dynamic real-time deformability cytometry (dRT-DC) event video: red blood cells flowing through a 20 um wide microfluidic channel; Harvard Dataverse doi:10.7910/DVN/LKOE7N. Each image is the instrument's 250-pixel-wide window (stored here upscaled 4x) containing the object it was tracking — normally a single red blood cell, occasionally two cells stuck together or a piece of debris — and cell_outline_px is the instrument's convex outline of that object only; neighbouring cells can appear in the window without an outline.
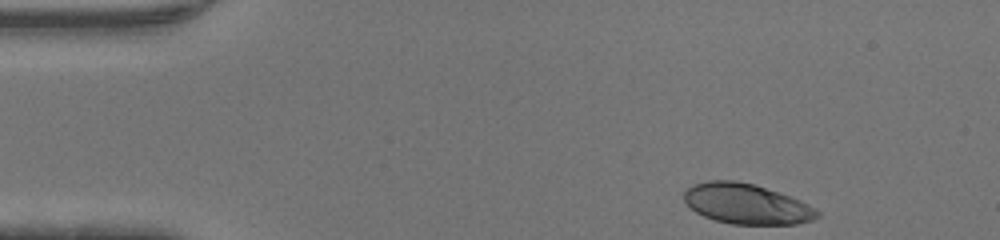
{"species": "human", "species_latin": "Homo sapiens", "temperature_condition": "warm", "stored_images_in_passage": 35, "camera_frame_rate_fps": 3000, "um_per_image_px": 0.085, "donor": {"sex": "male"}, "frame": {"image": 1, "passage_image": 1, "time_ms": 0.0, "image_size_px": [1000, 240], "cell_outline_px": [[820, 216], [812, 220], [796, 224], [732, 224], [716, 220], [704, 216], [696, 212], [684, 200], [684, 192], [692, 184], [708, 180], [736, 180], [756, 184], [792, 196], [816, 208], [820, 212]], "centroid_in_image_um": [63.49, 17.31], "position_along_channel_um": 21.5, "area_um2": 31.5}}
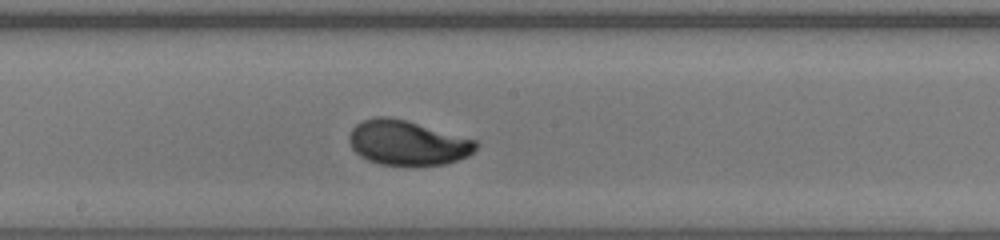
{"frame": {"image": 2, "passage_image": 20, "time_ms": 6.333, "image_size_px": [1000, 240], "cell_outline_px": [[480, 144], [468, 156], [444, 164], [412, 168], [380, 164], [368, 160], [360, 156], [352, 148], [348, 140], [348, 136], [352, 128], [356, 124], [364, 120], [376, 116], [388, 116], [404, 120], [480, 140]], "centroid_in_image_um": [34.66, 12.17], "position_along_channel_um": 213.5, "area_um2": 33.81}}
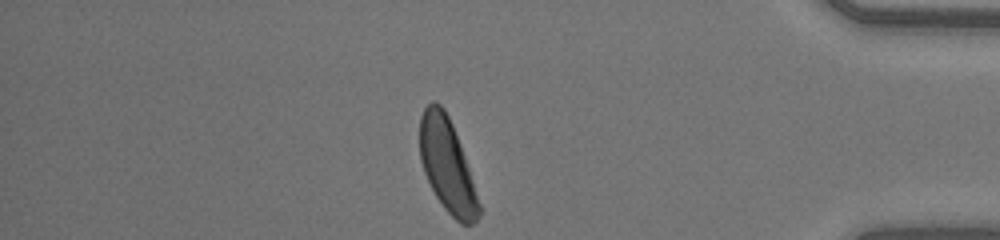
{"frame": {"image": 3, "passage_image": 35, "time_ms": 11.333, "image_size_px": [1000, 240], "cell_outline_px": [[480, 216], [472, 224], [460, 224], [444, 208], [436, 196], [424, 172], [420, 160], [420, 116], [424, 108], [432, 100], [436, 100], [444, 108], [452, 124], [460, 144], [480, 204]], "centroid_in_image_um": [37.99, 14.04], "position_along_channel_um": 397.2, "area_um2": 31.79}}